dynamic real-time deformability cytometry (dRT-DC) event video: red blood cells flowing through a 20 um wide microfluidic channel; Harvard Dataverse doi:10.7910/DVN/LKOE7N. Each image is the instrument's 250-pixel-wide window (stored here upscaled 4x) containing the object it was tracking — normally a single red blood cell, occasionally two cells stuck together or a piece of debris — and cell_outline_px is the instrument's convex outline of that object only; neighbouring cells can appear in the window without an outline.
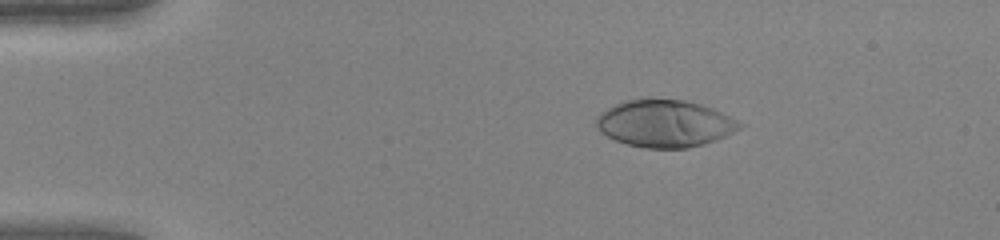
{"species": "human", "species_latin": "Homo sapiens", "temperature_condition": "warm", "stored_images_in_passage": 41, "camera_frame_rate_fps": 3000, "um_per_image_px": 0.085, "donor": {"sex": "female"}, "frame": {"image": 1, "passage_image": 1, "time_ms": 0.0, "image_size_px": [1000, 240], "cell_outline_px": [[744, 124], [740, 128], [716, 140], [704, 144], [688, 148], [644, 148], [628, 144], [616, 140], [600, 132], [596, 128], [596, 116], [600, 112], [616, 104], [628, 100], [684, 100], [700, 104], [712, 108]], "centroid_in_image_um": [56.48, 10.52], "position_along_channel_um": 28.5, "area_um2": 38.9}}
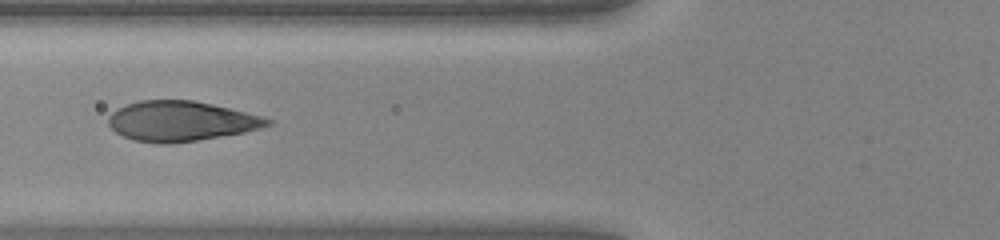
{"frame": {"image": 2, "passage_image": 12, "time_ms": 3.667, "image_size_px": [1000, 240], "cell_outline_px": [[272, 124], [260, 128], [244, 132], [172, 144], [160, 144], [132, 140], [116, 132], [108, 124], [108, 116], [116, 108], [140, 100], [192, 100], [212, 104], [260, 116], [272, 120]], "centroid_in_image_um": [15.32, 10.3], "position_along_channel_um": 110.5, "area_um2": 36.88}}
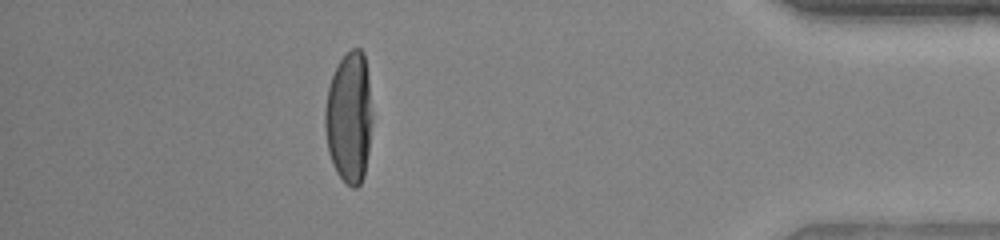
{"frame": {"image": 3, "passage_image": 36, "time_ms": 11.667, "image_size_px": [1000, 240], "cell_outline_px": [[372, 120], [368, 152], [364, 176], [360, 184], [356, 188], [352, 188], [336, 172], [332, 164], [328, 152], [324, 128], [324, 112], [328, 88], [332, 76], [340, 60], [352, 48], [360, 48], [364, 52], [368, 76], [372, 116]], "centroid_in_image_um": [29.67, 10.0], "position_along_channel_um": 405.5, "area_um2": 36.24}, "authors_computed_cell_mechanics": {"area_um2": 38.0902, "velocity_mm_per_s": 4.2108, "shape_relaxation_time_tau1_ms": 3.3373, "shape_relaxation_time_tau2_ms": null, "deformation_change_tau1": 0.2635, "deformation_change_tau2": null}}